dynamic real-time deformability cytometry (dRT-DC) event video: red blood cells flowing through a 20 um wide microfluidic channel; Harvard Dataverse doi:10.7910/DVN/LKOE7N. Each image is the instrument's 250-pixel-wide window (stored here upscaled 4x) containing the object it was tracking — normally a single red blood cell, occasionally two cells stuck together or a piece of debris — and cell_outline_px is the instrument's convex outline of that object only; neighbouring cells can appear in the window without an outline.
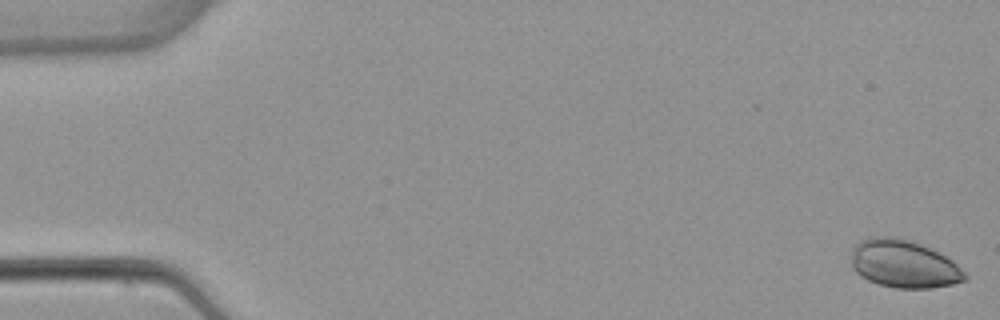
{"species": "common noctule bat (a hibernating species)", "species_latin": "Nyctalus noctula", "temperature_condition": "warm", "stored_images_in_passage": 5, "camera_frame_rate_fps": 3000, "um_per_image_px": 0.085, "animal": {"sex": "female", "body_mass_g": 22.7, "forearm_length_mm": 54.2}, "frame": {"image": 1, "passage_image": 1, "time_ms": 0.0, "image_size_px": [1000, 320], "cell_outline_px": [[968, 280], [952, 284], [932, 288], [896, 288], [880, 284], [868, 280], [860, 276], [852, 268], [852, 248], [860, 240], [868, 236], [892, 236], [908, 240], [932, 248], [952, 260], [968, 276]], "centroid_in_image_um": [76.81, 22.43], "position_along_channel_um": 8.2, "area_um2": 31.85}}
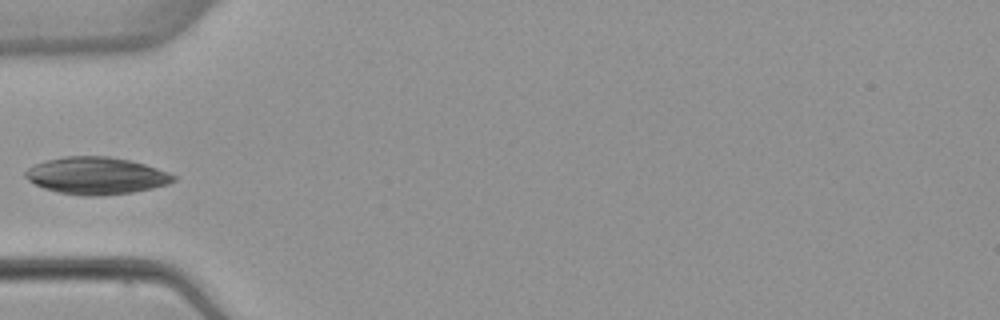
{"frame": {"image": 2, "passage_image": 5, "time_ms": 5.667, "image_size_px": [1000, 320], "cell_outline_px": [[176, 180], [168, 184], [152, 188], [132, 192], [100, 196], [84, 196], [56, 192], [44, 188], [28, 180], [24, 176], [24, 172], [28, 168], [36, 164], [48, 160], [64, 156], [108, 156], [128, 160], [144, 164], [168, 172], [176, 176]], "centroid_in_image_um": [8.18, 14.94], "position_along_channel_um": 76.8, "area_um2": 31.96}}